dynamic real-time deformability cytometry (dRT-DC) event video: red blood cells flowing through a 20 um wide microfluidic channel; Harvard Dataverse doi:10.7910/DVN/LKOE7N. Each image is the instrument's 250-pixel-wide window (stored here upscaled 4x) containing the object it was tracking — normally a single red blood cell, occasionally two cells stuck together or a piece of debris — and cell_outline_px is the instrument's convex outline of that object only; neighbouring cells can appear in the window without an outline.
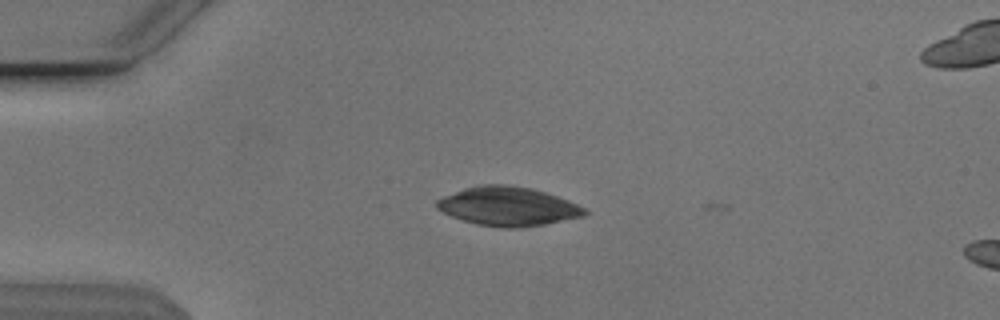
{"species": "Egyptian fruit bat (a non-hibernating species)", "species_latin": "Rousettus aegyptiacus", "temperature_condition": "cold", "stored_images_in_passage": 3, "camera_frame_rate_fps": 3000, "um_per_image_px": 0.085, "animal": {"sex": "male"}, "frame": {"image": 1, "passage_image": 1, "time_ms": 0.0, "image_size_px": [1000, 320], "cell_outline_px": [[588, 212], [584, 216], [544, 224], [516, 228], [500, 228], [476, 224], [452, 216], [436, 208], [436, 200], [444, 196], [464, 188], [480, 184], [504, 184], [532, 188], [568, 200], [584, 208]], "centroid_in_image_um": [43.16, 17.54], "position_along_channel_um": 41.8, "area_um2": 33.35}}